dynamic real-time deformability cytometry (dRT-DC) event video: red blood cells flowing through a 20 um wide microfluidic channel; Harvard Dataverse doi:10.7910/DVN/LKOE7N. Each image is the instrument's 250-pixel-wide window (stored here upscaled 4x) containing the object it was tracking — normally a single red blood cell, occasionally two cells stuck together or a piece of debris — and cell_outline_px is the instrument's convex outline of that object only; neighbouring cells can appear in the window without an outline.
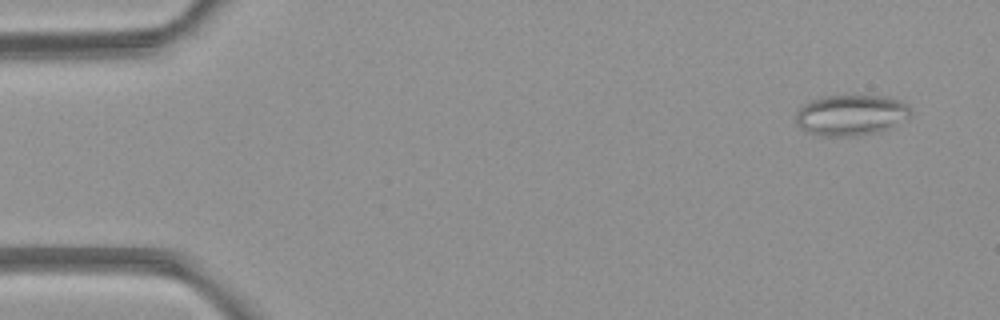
{"species": "common noctule bat (a hibernating species)", "species_latin": "Nyctalus noctula", "temperature_condition": "room temperature", "stored_images_in_passage": 7, "camera_frame_rate_fps": 3000, "um_per_image_px": 0.085, "animal": {"sex": "female", "body_mass_g": 21.9}, "frame": {"image": 1, "passage_image": 7, "time_ms": 7.667, "image_size_px": [1000, 320], "cell_outline_px": [[912, 116], [880, 132], [856, 136], [820, 136], [804, 132], [796, 124], [796, 112], [804, 104], [812, 100], [824, 96], [880, 96], [900, 100], [912, 108]], "centroid_in_image_um": [72.33, 9.8], "position_along_channel_um": 12.7, "area_um2": 27.51}}